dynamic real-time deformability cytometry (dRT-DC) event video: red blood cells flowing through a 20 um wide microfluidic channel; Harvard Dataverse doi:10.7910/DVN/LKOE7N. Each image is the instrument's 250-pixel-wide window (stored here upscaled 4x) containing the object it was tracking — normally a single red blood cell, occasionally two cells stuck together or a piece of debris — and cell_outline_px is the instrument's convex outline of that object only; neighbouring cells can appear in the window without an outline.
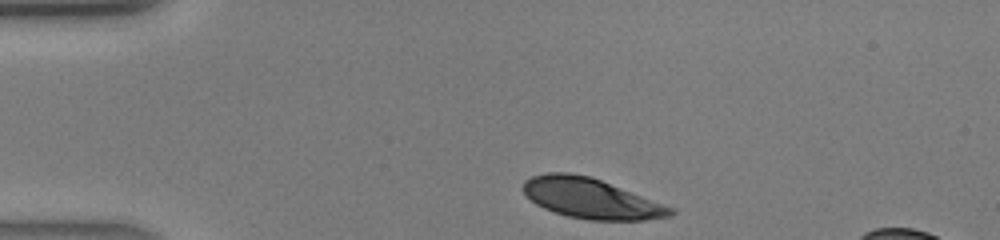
{"species": "human", "species_latin": "Homo sapiens", "temperature_condition": "warm", "stored_images_in_passage": 27, "camera_frame_rate_fps": 3000, "um_per_image_px": 0.085, "donor": {"sex": "male"}, "frame": {"image": 1, "passage_image": 1, "time_ms": 0.0, "image_size_px": [1000, 240], "cell_outline_px": [[676, 212], [672, 216], [644, 220], [588, 220], [568, 216], [544, 208], [536, 204], [524, 192], [524, 180], [532, 176], [548, 172], [568, 172], [592, 176], [676, 208]], "centroid_in_image_um": [50.3, 16.86], "position_along_channel_um": 34.7, "area_um2": 34.68}}
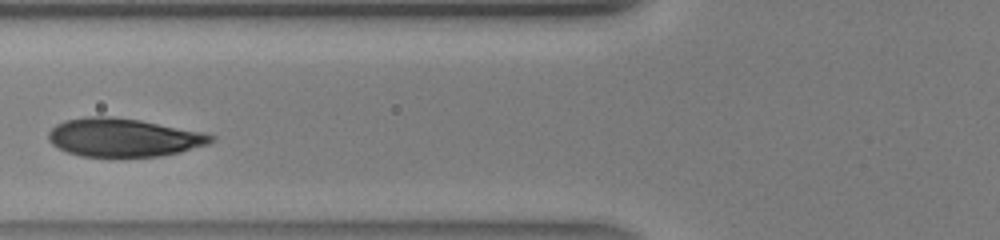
{"frame": {"image": 2, "passage_image": 9, "time_ms": 2.667, "image_size_px": [1000, 240], "cell_outline_px": [[216, 140], [208, 144], [180, 152], [160, 156], [80, 156], [68, 152], [52, 144], [48, 140], [48, 132], [56, 124], [64, 120], [84, 116], [112, 116], [140, 120], [204, 132], [216, 136]], "centroid_in_image_um": [10.5, 11.67], "position_along_channel_um": 115.3, "area_um2": 36.41}}
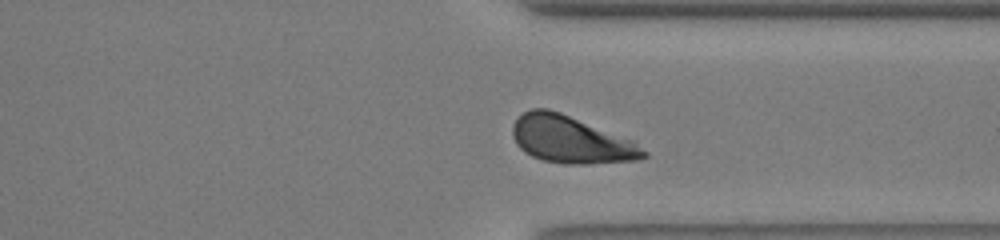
{"frame": {"image": 3, "passage_image": 24, "time_ms": 7.667, "image_size_px": [1000, 240], "cell_outline_px": [[648, 156], [640, 160], [588, 164], [564, 164], [544, 160], [532, 156], [524, 152], [516, 144], [512, 136], [512, 128], [516, 120], [524, 112], [532, 108], [548, 108], [560, 112], [636, 140], [648, 152]], "centroid_in_image_um": [48.59, 11.87], "position_along_channel_um": 362.8, "area_um2": 36.53}}